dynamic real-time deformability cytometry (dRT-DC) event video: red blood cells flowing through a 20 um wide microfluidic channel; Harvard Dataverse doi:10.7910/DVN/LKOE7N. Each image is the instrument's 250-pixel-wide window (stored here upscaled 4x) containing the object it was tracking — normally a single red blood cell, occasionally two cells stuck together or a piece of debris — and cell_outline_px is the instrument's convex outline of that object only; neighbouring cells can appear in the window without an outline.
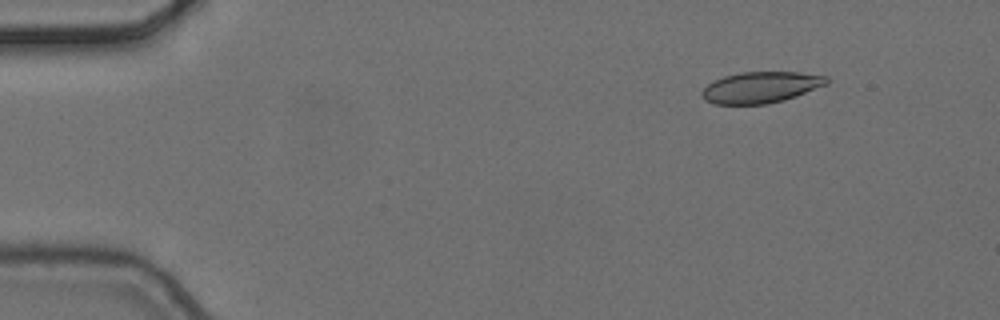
{"species": "common noctule bat (a hibernating species)", "species_latin": "Nyctalus noctula", "temperature_condition": "cold", "stored_images_in_passage": 4, "camera_frame_rate_fps": 3000, "um_per_image_px": 0.085, "animal": {"sex": "female", "body_mass_g": 24.6, "forearm_length_mm": 56.2}, "frame": {"image": 1, "passage_image": 2, "time_ms": 0.333, "image_size_px": [1000, 320], "cell_outline_px": [[828, 84], [796, 96], [784, 100], [768, 104], [712, 104], [704, 100], [700, 92], [708, 84], [724, 76], [740, 72], [800, 72], [828, 76]], "centroid_in_image_um": [64.67, 7.42], "position_along_channel_um": 20.3, "area_um2": 22.77}}